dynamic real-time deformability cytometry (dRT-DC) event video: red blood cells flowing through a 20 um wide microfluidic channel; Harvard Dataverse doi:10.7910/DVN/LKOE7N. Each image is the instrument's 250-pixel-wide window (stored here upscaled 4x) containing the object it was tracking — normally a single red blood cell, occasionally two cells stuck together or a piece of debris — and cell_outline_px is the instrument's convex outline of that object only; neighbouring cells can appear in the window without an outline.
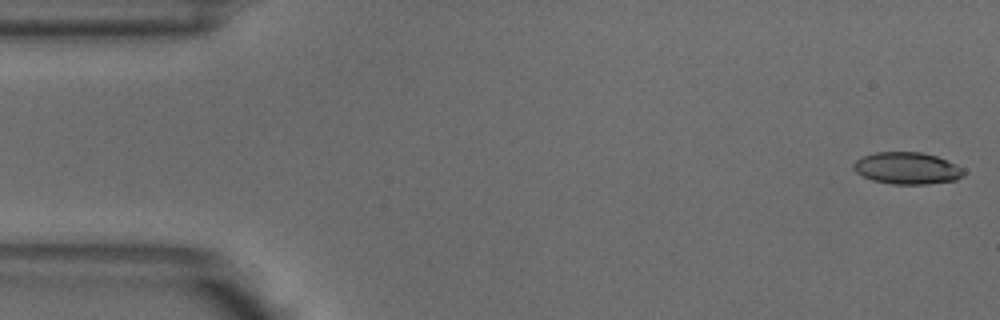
{"species": "common noctule bat (a hibernating species)", "species_latin": "Nyctalus noctula", "temperature_condition": "warm", "stored_images_in_passage": 5, "camera_frame_rate_fps": 3000, "um_per_image_px": 0.085, "animal": {"sex": "male", "body_mass_g": 18.8}, "frame": {"image": 1, "passage_image": 1, "time_ms": 0.0, "image_size_px": [1000, 320], "cell_outline_px": [[964, 176], [956, 180], [928, 184], [892, 184], [872, 180], [856, 172], [852, 168], [852, 164], [856, 160], [864, 156], [876, 152], [920, 152], [936, 156], [956, 164], [964, 168]], "centroid_in_image_um": [77.12, 14.3], "position_along_channel_um": 7.9, "area_um2": 20.52}}
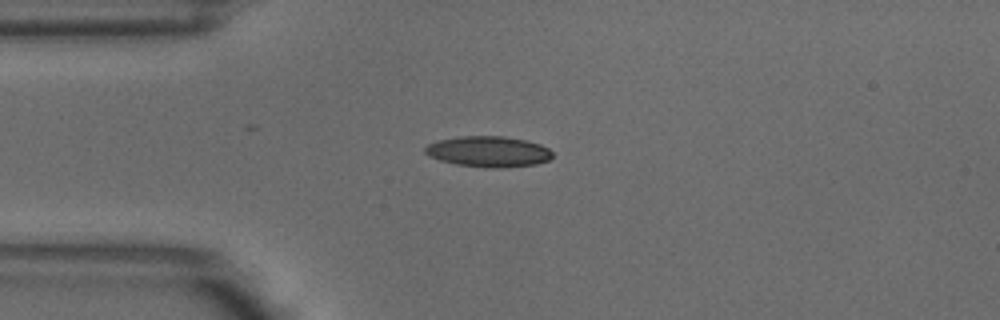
{"frame": {"image": 2, "passage_image": 4, "time_ms": 1.0, "image_size_px": [1000, 320], "cell_outline_px": [[552, 156], [548, 160], [536, 164], [500, 168], [484, 168], [456, 164], [440, 160], [428, 156], [424, 152], [424, 148], [428, 144], [436, 140], [460, 136], [504, 136], [524, 140], [540, 144], [548, 148], [552, 152]], "centroid_in_image_um": [41.48, 12.88], "position_along_channel_um": 43.5, "area_um2": 22.95}}